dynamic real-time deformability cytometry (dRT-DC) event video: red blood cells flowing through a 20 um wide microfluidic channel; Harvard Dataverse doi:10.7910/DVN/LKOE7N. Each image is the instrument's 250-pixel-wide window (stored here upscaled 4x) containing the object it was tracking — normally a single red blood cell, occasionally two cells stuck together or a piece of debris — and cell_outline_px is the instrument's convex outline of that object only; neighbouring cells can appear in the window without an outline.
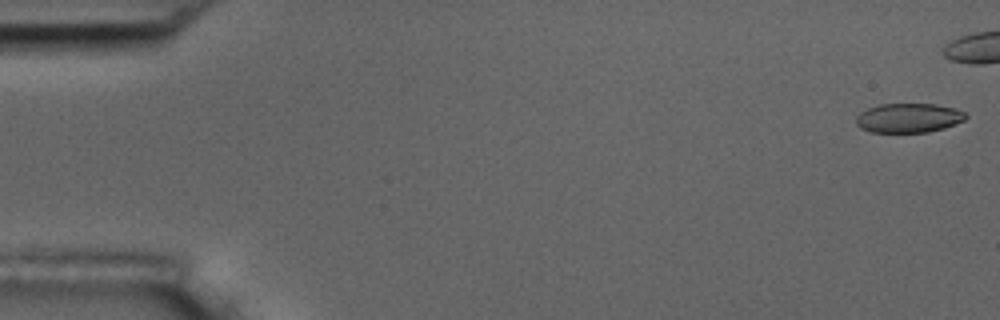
{"species": "common noctule bat (a hibernating species)", "species_latin": "Nyctalus noctula", "temperature_condition": "room temperature", "stored_images_in_passage": 12, "camera_frame_rate_fps": 3000, "um_per_image_px": 0.085, "animal": {"sex": "male", "body_mass_g": 17.5, "forearm_length_mm": 52.3}, "frame": {"image": 1, "passage_image": 1, "time_ms": 0.0, "image_size_px": [1000, 320], "cell_outline_px": [[968, 116], [964, 120], [944, 128], [928, 132], [872, 132], [860, 128], [856, 124], [856, 116], [860, 112], [868, 108], [880, 104], [936, 104], [952, 108], [964, 112]], "centroid_in_image_um": [77.2, 10.02], "position_along_channel_um": 7.8, "area_um2": 18.67}}